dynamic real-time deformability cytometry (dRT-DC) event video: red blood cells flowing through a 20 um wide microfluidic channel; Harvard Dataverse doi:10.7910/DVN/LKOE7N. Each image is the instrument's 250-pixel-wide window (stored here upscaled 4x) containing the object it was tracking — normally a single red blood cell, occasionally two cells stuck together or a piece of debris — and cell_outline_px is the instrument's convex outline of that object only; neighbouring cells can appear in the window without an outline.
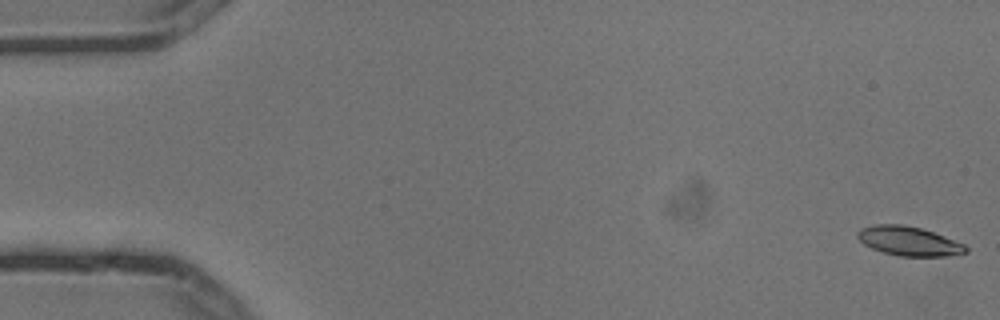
{"species": "common noctule bat (a hibernating species)", "species_latin": "Nyctalus noctula", "temperature_condition": "cold", "stored_images_in_passage": 6, "camera_frame_rate_fps": 3000, "um_per_image_px": 0.085, "animal": {"sex": "male", "body_mass_g": 13.3}, "frame": {"image": 1, "passage_image": 1, "time_ms": 0.0, "image_size_px": [1000, 320], "cell_outline_px": [[968, 252], [952, 256], [900, 256], [884, 252], [872, 248], [864, 244], [856, 236], [856, 232], [860, 228], [872, 224], [904, 224], [920, 228], [944, 236], [964, 244], [968, 248]], "centroid_in_image_um": [77.24, 20.49], "position_along_channel_um": 7.8, "area_um2": 18.5}}